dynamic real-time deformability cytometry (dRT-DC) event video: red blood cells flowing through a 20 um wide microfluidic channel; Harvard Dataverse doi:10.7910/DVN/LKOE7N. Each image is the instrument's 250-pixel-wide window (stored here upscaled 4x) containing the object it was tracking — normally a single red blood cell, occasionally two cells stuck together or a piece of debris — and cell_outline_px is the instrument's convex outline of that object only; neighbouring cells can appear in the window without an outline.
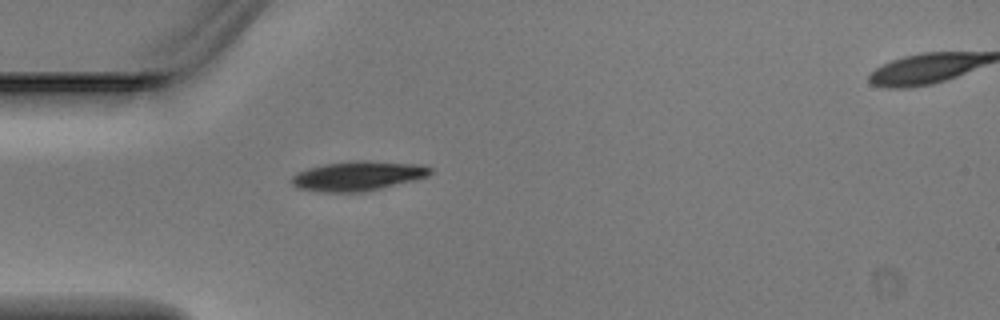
{"species": "Egyptian fruit bat (a non-hibernating species)", "species_latin": "Rousettus aegyptiacus", "temperature_condition": "warm", "stored_images_in_passage": 2, "segment_of_instrument_passage": [1, 2], "camera_frame_rate_fps": 3000, "um_per_image_px": 0.085, "animal": {"sex": "male"}, "frame": {"image": 1, "passage_image": 1, "time_ms": 0.0, "image_size_px": [1000, 320], "cell_outline_px": [[432, 172], [428, 176], [364, 192], [320, 192], [300, 188], [292, 184], [288, 180], [296, 172], [308, 168], [324, 164], [356, 160], [364, 160], [424, 164], [432, 168]], "centroid_in_image_um": [30.4, 14.94], "position_along_channel_um": 54.6, "area_um2": 23.99}}